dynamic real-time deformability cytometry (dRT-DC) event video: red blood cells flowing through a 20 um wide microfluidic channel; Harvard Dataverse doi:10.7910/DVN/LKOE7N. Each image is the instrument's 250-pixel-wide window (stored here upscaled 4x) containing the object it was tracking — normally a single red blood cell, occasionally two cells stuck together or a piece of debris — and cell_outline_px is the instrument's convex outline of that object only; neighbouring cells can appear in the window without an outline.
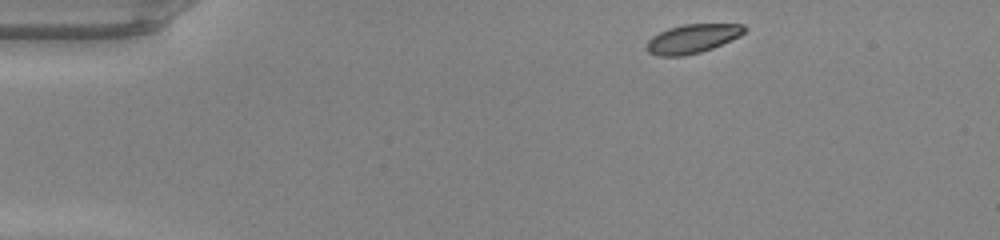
{"species": "common noctule bat (a hibernating species)", "species_latin": "Nyctalus noctula", "temperature_condition": "warm", "stored_images_in_passage": 42, "camera_frame_rate_fps": 3000, "um_per_image_px": 0.085, "animal": {"sex": "male", "body_mass_g": 20.0, "forearm_length_mm": 53.3}, "frame": {"image": 1, "passage_image": 1, "time_ms": 0.0, "image_size_px": [1000, 240], "cell_outline_px": [[748, 28], [740, 36], [712, 48], [700, 52], [684, 56], [660, 56], [648, 52], [648, 40], [652, 36], [668, 28], [684, 24], [744, 24]], "centroid_in_image_um": [58.88, 3.28], "position_along_channel_um": 26.1, "area_um2": 16.36}}
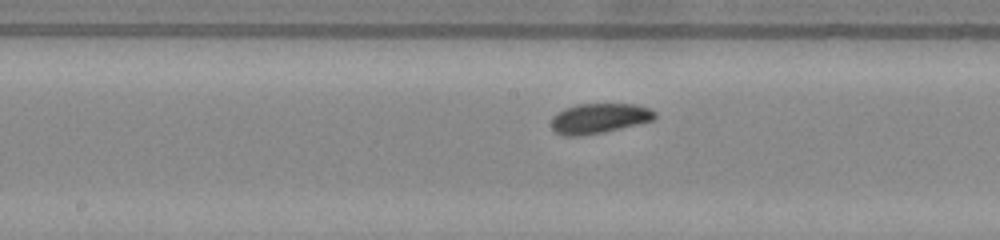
{"frame": {"image": 2, "passage_image": 19, "time_ms": 6.0, "image_size_px": [1000, 240], "cell_outline_px": [[656, 116], [652, 120], [604, 132], [580, 136], [564, 136], [556, 132], [552, 128], [552, 116], [564, 108], [576, 104], [636, 104], [648, 108], [656, 112]], "centroid_in_image_um": [50.9, 10.05], "position_along_channel_um": 197.3, "area_um2": 18.03}}
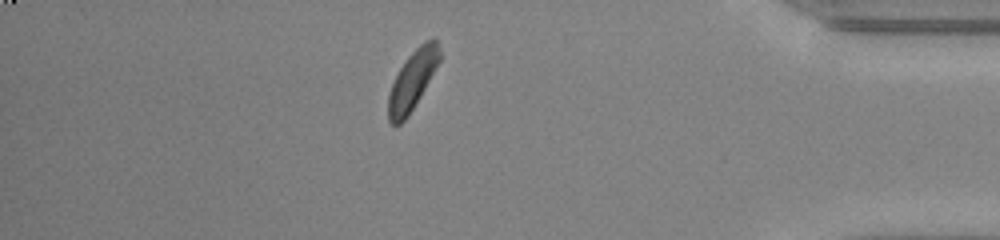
{"frame": {"image": 3, "passage_image": 36, "time_ms": 11.667, "image_size_px": [1000, 240], "cell_outline_px": [[440, 60], [420, 96], [408, 116], [400, 124], [392, 124], [388, 120], [388, 96], [392, 84], [400, 68], [408, 56], [424, 40], [432, 36], [436, 40], [440, 52]], "centroid_in_image_um": [35.05, 6.8], "position_along_channel_um": 400.1, "area_um2": 17.34}, "authors_computed_cell_mechanics": {"area_um2": 17.6868, "velocity_mm_per_s": 4.1919, "shape_relaxation_time_tau1_ms": 1.5917, "shape_relaxation_time_tau2_ms": 2.2563, "deformation_change_tau1": 0.083, "deformation_change_tau2": 0.0637}}